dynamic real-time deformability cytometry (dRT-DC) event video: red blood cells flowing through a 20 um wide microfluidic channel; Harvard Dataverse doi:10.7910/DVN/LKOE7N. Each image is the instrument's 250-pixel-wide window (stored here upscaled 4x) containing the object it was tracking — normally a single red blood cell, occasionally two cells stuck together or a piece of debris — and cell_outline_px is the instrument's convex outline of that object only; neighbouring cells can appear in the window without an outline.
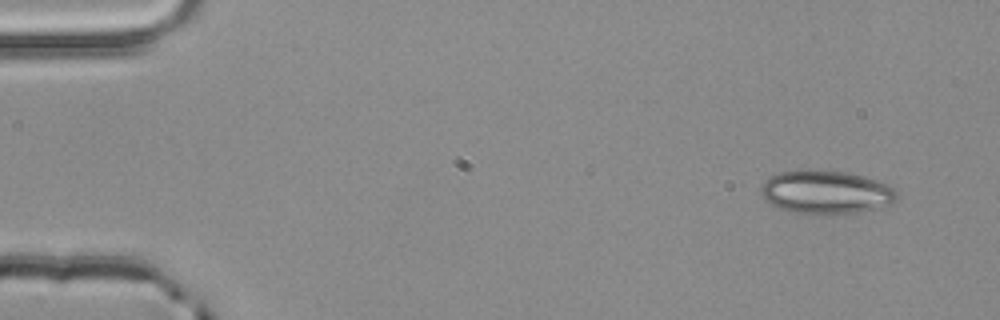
{"species": "common noctule bat (a hibernating species)", "species_latin": "Nyctalus noctula", "temperature_condition": "room temperature", "stored_images_in_passage": 4, "camera_frame_rate_fps": 3000, "um_per_image_px": 0.085, "animal": {"sex": "male", "body_mass_g": 20.4}, "frame": {"image": 1, "passage_image": 1, "time_ms": 0.0, "image_size_px": [1000, 320], "cell_outline_px": [[896, 200], [888, 204], [872, 208], [852, 212], [792, 212], [768, 204], [760, 196], [760, 184], [768, 176], [780, 172], [844, 172], [864, 176], [888, 184], [896, 188]], "centroid_in_image_um": [70.14, 16.32], "position_along_channel_um": 14.9, "area_um2": 33.23}}